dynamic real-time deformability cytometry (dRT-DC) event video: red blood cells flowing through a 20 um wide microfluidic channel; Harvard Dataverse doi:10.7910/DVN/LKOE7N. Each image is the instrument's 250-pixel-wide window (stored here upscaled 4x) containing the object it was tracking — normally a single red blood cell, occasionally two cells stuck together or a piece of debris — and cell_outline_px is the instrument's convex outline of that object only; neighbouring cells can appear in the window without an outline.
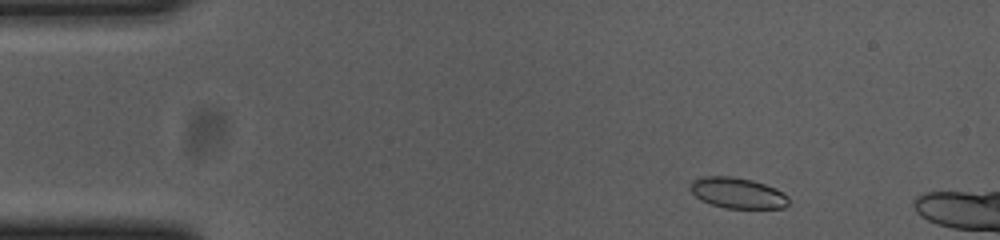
{"species": "common noctule bat (a hibernating species)", "species_latin": "Nyctalus noctula", "temperature_condition": "cold", "stored_images_in_passage": 8, "camera_frame_rate_fps": 3000, "um_per_image_px": 0.085, "animal": {"sex": "female", "body_mass_g": 23.0, "forearm_length_mm": 53.4}, "frame": {"image": 1, "passage_image": 3, "time_ms": 0.667, "image_size_px": [1000, 240], "cell_outline_px": [[788, 204], [784, 208], [724, 208], [700, 200], [692, 192], [692, 180], [704, 176], [732, 176], [752, 180], [776, 188], [784, 192], [788, 196]], "centroid_in_image_um": [62.73, 16.4], "position_along_channel_um": 22.3, "area_um2": 17.57}}